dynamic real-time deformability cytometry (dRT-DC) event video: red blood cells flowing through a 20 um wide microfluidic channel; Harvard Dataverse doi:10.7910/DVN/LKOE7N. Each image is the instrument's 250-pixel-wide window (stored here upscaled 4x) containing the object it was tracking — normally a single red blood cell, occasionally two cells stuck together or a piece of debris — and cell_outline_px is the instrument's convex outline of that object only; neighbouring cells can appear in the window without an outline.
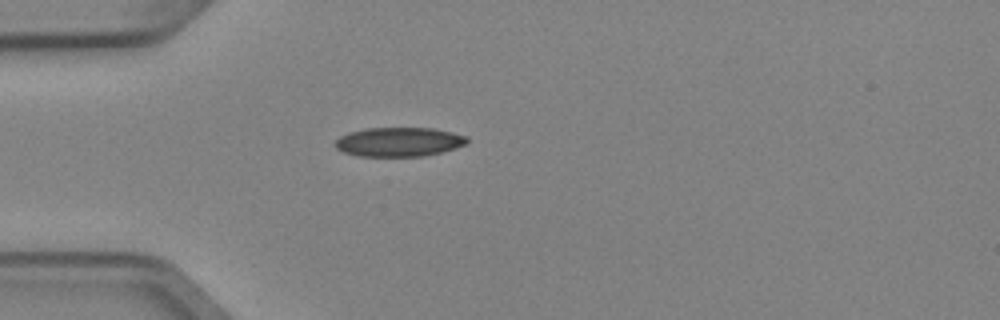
{"species": "Egyptian fruit bat (a non-hibernating species)", "species_latin": "Rousettus aegyptiacus", "temperature_condition": "cold", "stored_images_in_passage": 1, "camera_frame_rate_fps": 3000, "um_per_image_px": 0.085, "animal": {"sex": "female"}, "frame": {"image": 1, "passage_image": 1, "time_ms": 0.0, "image_size_px": [1000, 320], "cell_outline_px": [[468, 140], [464, 144], [440, 152], [424, 156], [356, 156], [344, 152], [336, 148], [332, 144], [340, 136], [348, 132], [364, 128], [432, 128], [452, 132], [468, 136]], "centroid_in_image_um": [33.85, 12.05], "position_along_channel_um": 51.2, "area_um2": 22.43}}